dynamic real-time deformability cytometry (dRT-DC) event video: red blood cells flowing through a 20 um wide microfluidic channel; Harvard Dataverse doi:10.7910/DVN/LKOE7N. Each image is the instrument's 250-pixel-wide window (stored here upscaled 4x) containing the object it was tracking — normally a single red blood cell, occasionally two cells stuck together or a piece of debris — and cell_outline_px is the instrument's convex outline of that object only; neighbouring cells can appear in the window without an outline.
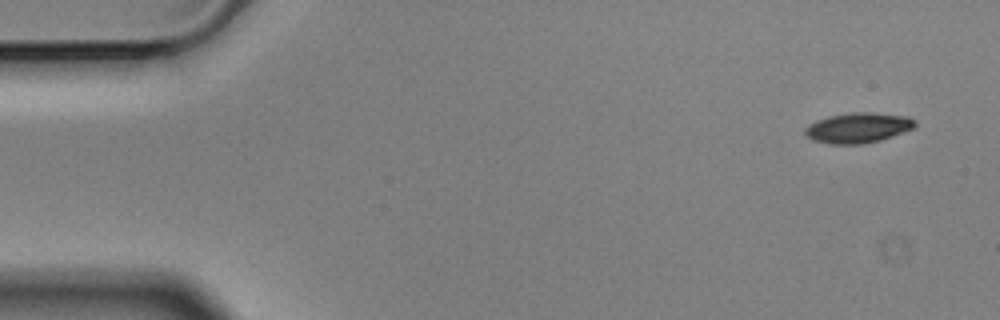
{"species": "Egyptian fruit bat (a non-hibernating species)", "species_latin": "Rousettus aegyptiacus", "temperature_condition": "cold", "stored_images_in_passage": 7, "camera_frame_rate_fps": 3000, "um_per_image_px": 0.085, "animal": {"sex": "male"}, "frame": {"image": 1, "passage_image": 1, "time_ms": 0.0, "image_size_px": [1000, 320], "cell_outline_px": [[916, 124], [912, 128], [892, 136], [880, 140], [860, 144], [832, 144], [812, 140], [804, 132], [804, 128], [808, 124], [816, 120], [828, 116], [852, 112], [872, 112], [908, 116]], "centroid_in_image_um": [72.88, 10.85], "position_along_channel_um": 12.1, "area_um2": 19.25}}
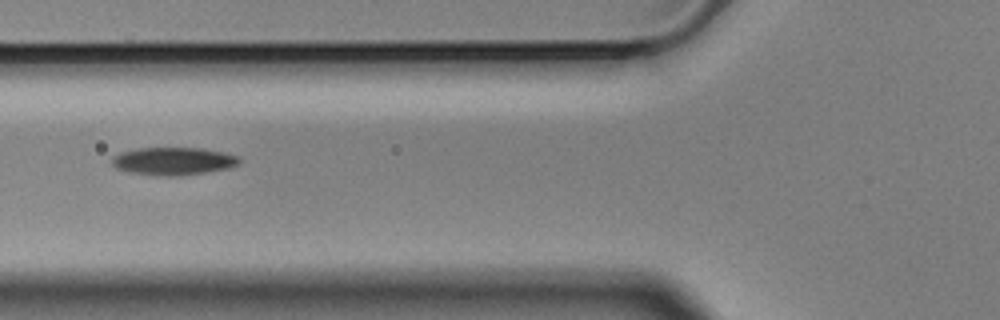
{"frame": {"image": 2, "passage_image": 6, "time_ms": 1.667, "image_size_px": [1000, 320], "cell_outline_px": [[240, 164], [228, 168], [180, 176], [156, 176], [128, 172], [116, 168], [112, 164], [112, 156], [124, 152], [140, 148], [204, 148], [224, 152], [240, 156]], "centroid_in_image_um": [14.76, 13.7], "position_along_channel_um": 111.0, "area_um2": 20.69}}
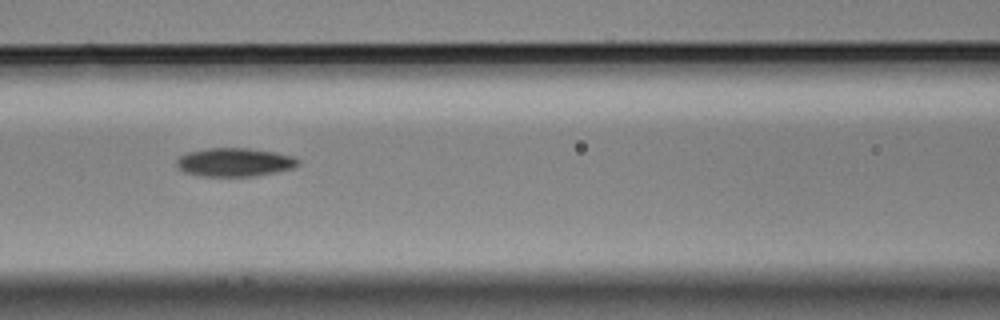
{"frame": {"image": 3, "passage_image": 7, "time_ms": 2.0, "image_size_px": [1000, 320], "cell_outline_px": [[300, 164], [292, 168], [276, 172], [256, 176], [196, 176], [184, 172], [176, 164], [176, 160], [180, 156], [188, 152], [208, 148], [248, 148], [276, 152], [296, 156], [300, 160]], "centroid_in_image_um": [19.97, 13.79], "position_along_channel_um": 146.6, "area_um2": 20.4}}